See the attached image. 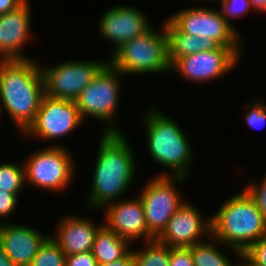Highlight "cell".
Wrapping results in <instances>:
<instances>
[{
  "label": "cell",
  "mask_w": 266,
  "mask_h": 266,
  "mask_svg": "<svg viewBox=\"0 0 266 266\" xmlns=\"http://www.w3.org/2000/svg\"><path fill=\"white\" fill-rule=\"evenodd\" d=\"M102 133L93 170L91 193L85 200L86 206L91 210H100L120 200L132 184L138 164L123 132Z\"/></svg>",
  "instance_id": "6da1fadb"
},
{
  "label": "cell",
  "mask_w": 266,
  "mask_h": 266,
  "mask_svg": "<svg viewBox=\"0 0 266 266\" xmlns=\"http://www.w3.org/2000/svg\"><path fill=\"white\" fill-rule=\"evenodd\" d=\"M40 66L29 57L3 60L0 63V105L22 134L35 121L45 95L44 76Z\"/></svg>",
  "instance_id": "7a4b0ae2"
},
{
  "label": "cell",
  "mask_w": 266,
  "mask_h": 266,
  "mask_svg": "<svg viewBox=\"0 0 266 266\" xmlns=\"http://www.w3.org/2000/svg\"><path fill=\"white\" fill-rule=\"evenodd\" d=\"M264 235L266 219L244 189L211 215V236L238 256Z\"/></svg>",
  "instance_id": "3957f363"
},
{
  "label": "cell",
  "mask_w": 266,
  "mask_h": 266,
  "mask_svg": "<svg viewBox=\"0 0 266 266\" xmlns=\"http://www.w3.org/2000/svg\"><path fill=\"white\" fill-rule=\"evenodd\" d=\"M147 111L143 124L152 160L172 170L171 176L187 178L193 152L185 131L157 109Z\"/></svg>",
  "instance_id": "277c9868"
},
{
  "label": "cell",
  "mask_w": 266,
  "mask_h": 266,
  "mask_svg": "<svg viewBox=\"0 0 266 266\" xmlns=\"http://www.w3.org/2000/svg\"><path fill=\"white\" fill-rule=\"evenodd\" d=\"M160 32L151 27L144 34L123 43L108 62L122 74L162 73L171 71L168 36L164 25Z\"/></svg>",
  "instance_id": "5b68a950"
},
{
  "label": "cell",
  "mask_w": 266,
  "mask_h": 266,
  "mask_svg": "<svg viewBox=\"0 0 266 266\" xmlns=\"http://www.w3.org/2000/svg\"><path fill=\"white\" fill-rule=\"evenodd\" d=\"M120 74L109 62L98 72L75 100L81 118L94 117L107 124L104 132H122L114 123V115L120 99Z\"/></svg>",
  "instance_id": "8992f818"
},
{
  "label": "cell",
  "mask_w": 266,
  "mask_h": 266,
  "mask_svg": "<svg viewBox=\"0 0 266 266\" xmlns=\"http://www.w3.org/2000/svg\"><path fill=\"white\" fill-rule=\"evenodd\" d=\"M23 165L25 182L48 191L66 189L75 171L71 154L61 144L37 150Z\"/></svg>",
  "instance_id": "52a82bcc"
},
{
  "label": "cell",
  "mask_w": 266,
  "mask_h": 266,
  "mask_svg": "<svg viewBox=\"0 0 266 266\" xmlns=\"http://www.w3.org/2000/svg\"><path fill=\"white\" fill-rule=\"evenodd\" d=\"M185 179L187 178L167 173L158 174L147 182L140 193L148 234L153 239L162 233L172 215L185 203L175 186L179 182L184 183Z\"/></svg>",
  "instance_id": "ba28073f"
},
{
  "label": "cell",
  "mask_w": 266,
  "mask_h": 266,
  "mask_svg": "<svg viewBox=\"0 0 266 266\" xmlns=\"http://www.w3.org/2000/svg\"><path fill=\"white\" fill-rule=\"evenodd\" d=\"M168 20L183 33L212 39L221 47H241L238 31L218 8L214 10L203 6L182 9Z\"/></svg>",
  "instance_id": "9c48e42d"
},
{
  "label": "cell",
  "mask_w": 266,
  "mask_h": 266,
  "mask_svg": "<svg viewBox=\"0 0 266 266\" xmlns=\"http://www.w3.org/2000/svg\"><path fill=\"white\" fill-rule=\"evenodd\" d=\"M108 63L95 60L66 61L56 66H41L45 94L56 99L75 101L80 92L91 83Z\"/></svg>",
  "instance_id": "30bf717a"
},
{
  "label": "cell",
  "mask_w": 266,
  "mask_h": 266,
  "mask_svg": "<svg viewBox=\"0 0 266 266\" xmlns=\"http://www.w3.org/2000/svg\"><path fill=\"white\" fill-rule=\"evenodd\" d=\"M241 47H221L177 58L171 70L190 82L202 83L222 77L237 66Z\"/></svg>",
  "instance_id": "8fae6325"
},
{
  "label": "cell",
  "mask_w": 266,
  "mask_h": 266,
  "mask_svg": "<svg viewBox=\"0 0 266 266\" xmlns=\"http://www.w3.org/2000/svg\"><path fill=\"white\" fill-rule=\"evenodd\" d=\"M83 121L75 101L56 99L45 94L35 121L23 134L47 141L58 139L70 134Z\"/></svg>",
  "instance_id": "7c38bea8"
},
{
  "label": "cell",
  "mask_w": 266,
  "mask_h": 266,
  "mask_svg": "<svg viewBox=\"0 0 266 266\" xmlns=\"http://www.w3.org/2000/svg\"><path fill=\"white\" fill-rule=\"evenodd\" d=\"M207 218H202L198 209L191 202L185 201L156 240L171 248L191 247L205 241L202 240L204 235L211 237V217Z\"/></svg>",
  "instance_id": "4fadbf2b"
},
{
  "label": "cell",
  "mask_w": 266,
  "mask_h": 266,
  "mask_svg": "<svg viewBox=\"0 0 266 266\" xmlns=\"http://www.w3.org/2000/svg\"><path fill=\"white\" fill-rule=\"evenodd\" d=\"M143 11L136 7L114 6L102 14L99 32L109 42L114 43L113 52L123 43L144 34L152 26Z\"/></svg>",
  "instance_id": "5bb4252c"
},
{
  "label": "cell",
  "mask_w": 266,
  "mask_h": 266,
  "mask_svg": "<svg viewBox=\"0 0 266 266\" xmlns=\"http://www.w3.org/2000/svg\"><path fill=\"white\" fill-rule=\"evenodd\" d=\"M137 198L118 200L104 208L106 210L104 224L130 243L136 239H142L141 237L145 242L154 240L148 234L143 203L139 196Z\"/></svg>",
  "instance_id": "9a60e30c"
},
{
  "label": "cell",
  "mask_w": 266,
  "mask_h": 266,
  "mask_svg": "<svg viewBox=\"0 0 266 266\" xmlns=\"http://www.w3.org/2000/svg\"><path fill=\"white\" fill-rule=\"evenodd\" d=\"M50 236L28 226L0 223V246L16 266H30Z\"/></svg>",
  "instance_id": "2e32d148"
},
{
  "label": "cell",
  "mask_w": 266,
  "mask_h": 266,
  "mask_svg": "<svg viewBox=\"0 0 266 266\" xmlns=\"http://www.w3.org/2000/svg\"><path fill=\"white\" fill-rule=\"evenodd\" d=\"M29 3L26 0L15 10L0 15V57L3 60L28 59L22 50L31 33Z\"/></svg>",
  "instance_id": "e0dca14e"
},
{
  "label": "cell",
  "mask_w": 266,
  "mask_h": 266,
  "mask_svg": "<svg viewBox=\"0 0 266 266\" xmlns=\"http://www.w3.org/2000/svg\"><path fill=\"white\" fill-rule=\"evenodd\" d=\"M95 225L91 219L80 216H66L57 226V233L51 236L65 255L92 251L97 230L103 225Z\"/></svg>",
  "instance_id": "ac0fdd59"
},
{
  "label": "cell",
  "mask_w": 266,
  "mask_h": 266,
  "mask_svg": "<svg viewBox=\"0 0 266 266\" xmlns=\"http://www.w3.org/2000/svg\"><path fill=\"white\" fill-rule=\"evenodd\" d=\"M164 27L168 36L169 61L171 64L177 58L219 47L212 39L200 38L179 31L168 19L164 23Z\"/></svg>",
  "instance_id": "d6986e66"
},
{
  "label": "cell",
  "mask_w": 266,
  "mask_h": 266,
  "mask_svg": "<svg viewBox=\"0 0 266 266\" xmlns=\"http://www.w3.org/2000/svg\"><path fill=\"white\" fill-rule=\"evenodd\" d=\"M130 242L103 224L96 233L92 254L99 265L123 258L131 249Z\"/></svg>",
  "instance_id": "ffe728a7"
},
{
  "label": "cell",
  "mask_w": 266,
  "mask_h": 266,
  "mask_svg": "<svg viewBox=\"0 0 266 266\" xmlns=\"http://www.w3.org/2000/svg\"><path fill=\"white\" fill-rule=\"evenodd\" d=\"M210 239L212 242L202 241L189 247L192 252L194 266H234L233 262L231 263L226 255L216 247L221 243L212 236Z\"/></svg>",
  "instance_id": "44dd1931"
},
{
  "label": "cell",
  "mask_w": 266,
  "mask_h": 266,
  "mask_svg": "<svg viewBox=\"0 0 266 266\" xmlns=\"http://www.w3.org/2000/svg\"><path fill=\"white\" fill-rule=\"evenodd\" d=\"M144 249L132 251L135 266H169L171 247L156 239L146 242Z\"/></svg>",
  "instance_id": "7402d4cb"
},
{
  "label": "cell",
  "mask_w": 266,
  "mask_h": 266,
  "mask_svg": "<svg viewBox=\"0 0 266 266\" xmlns=\"http://www.w3.org/2000/svg\"><path fill=\"white\" fill-rule=\"evenodd\" d=\"M25 182L24 165L14 163L0 164V190L19 194Z\"/></svg>",
  "instance_id": "603a6c76"
},
{
  "label": "cell",
  "mask_w": 266,
  "mask_h": 266,
  "mask_svg": "<svg viewBox=\"0 0 266 266\" xmlns=\"http://www.w3.org/2000/svg\"><path fill=\"white\" fill-rule=\"evenodd\" d=\"M30 266H66V255L50 236L33 258Z\"/></svg>",
  "instance_id": "cb8c5ba5"
},
{
  "label": "cell",
  "mask_w": 266,
  "mask_h": 266,
  "mask_svg": "<svg viewBox=\"0 0 266 266\" xmlns=\"http://www.w3.org/2000/svg\"><path fill=\"white\" fill-rule=\"evenodd\" d=\"M219 1V0H218ZM222 16L231 24L230 18H237L251 9L250 0H220Z\"/></svg>",
  "instance_id": "d4e9b609"
},
{
  "label": "cell",
  "mask_w": 266,
  "mask_h": 266,
  "mask_svg": "<svg viewBox=\"0 0 266 266\" xmlns=\"http://www.w3.org/2000/svg\"><path fill=\"white\" fill-rule=\"evenodd\" d=\"M244 190L255 201L257 208L266 219V175L259 184L257 182H251Z\"/></svg>",
  "instance_id": "484cf974"
},
{
  "label": "cell",
  "mask_w": 266,
  "mask_h": 266,
  "mask_svg": "<svg viewBox=\"0 0 266 266\" xmlns=\"http://www.w3.org/2000/svg\"><path fill=\"white\" fill-rule=\"evenodd\" d=\"M248 114L245 115L246 123L250 128H261L266 123V106L264 102L259 100L253 104V107L248 109Z\"/></svg>",
  "instance_id": "4316f807"
},
{
  "label": "cell",
  "mask_w": 266,
  "mask_h": 266,
  "mask_svg": "<svg viewBox=\"0 0 266 266\" xmlns=\"http://www.w3.org/2000/svg\"><path fill=\"white\" fill-rule=\"evenodd\" d=\"M244 253L257 265L266 266V235L252 244Z\"/></svg>",
  "instance_id": "83f0119b"
},
{
  "label": "cell",
  "mask_w": 266,
  "mask_h": 266,
  "mask_svg": "<svg viewBox=\"0 0 266 266\" xmlns=\"http://www.w3.org/2000/svg\"><path fill=\"white\" fill-rule=\"evenodd\" d=\"M169 266H194L190 248H171Z\"/></svg>",
  "instance_id": "f1b7e54d"
},
{
  "label": "cell",
  "mask_w": 266,
  "mask_h": 266,
  "mask_svg": "<svg viewBox=\"0 0 266 266\" xmlns=\"http://www.w3.org/2000/svg\"><path fill=\"white\" fill-rule=\"evenodd\" d=\"M18 195L0 190V217L10 216L18 204Z\"/></svg>",
  "instance_id": "f546056e"
},
{
  "label": "cell",
  "mask_w": 266,
  "mask_h": 266,
  "mask_svg": "<svg viewBox=\"0 0 266 266\" xmlns=\"http://www.w3.org/2000/svg\"><path fill=\"white\" fill-rule=\"evenodd\" d=\"M91 251L66 256V266H98Z\"/></svg>",
  "instance_id": "4dcf8cb0"
},
{
  "label": "cell",
  "mask_w": 266,
  "mask_h": 266,
  "mask_svg": "<svg viewBox=\"0 0 266 266\" xmlns=\"http://www.w3.org/2000/svg\"><path fill=\"white\" fill-rule=\"evenodd\" d=\"M26 0H0V15L15 10L21 6Z\"/></svg>",
  "instance_id": "1f68e13d"
},
{
  "label": "cell",
  "mask_w": 266,
  "mask_h": 266,
  "mask_svg": "<svg viewBox=\"0 0 266 266\" xmlns=\"http://www.w3.org/2000/svg\"><path fill=\"white\" fill-rule=\"evenodd\" d=\"M98 266H135V259L132 250H130L123 258L119 260Z\"/></svg>",
  "instance_id": "d6a6232c"
},
{
  "label": "cell",
  "mask_w": 266,
  "mask_h": 266,
  "mask_svg": "<svg viewBox=\"0 0 266 266\" xmlns=\"http://www.w3.org/2000/svg\"><path fill=\"white\" fill-rule=\"evenodd\" d=\"M250 5L252 10L255 9L256 11L266 12V0H250Z\"/></svg>",
  "instance_id": "836d02e7"
},
{
  "label": "cell",
  "mask_w": 266,
  "mask_h": 266,
  "mask_svg": "<svg viewBox=\"0 0 266 266\" xmlns=\"http://www.w3.org/2000/svg\"><path fill=\"white\" fill-rule=\"evenodd\" d=\"M0 266H16L0 246Z\"/></svg>",
  "instance_id": "e575fe53"
},
{
  "label": "cell",
  "mask_w": 266,
  "mask_h": 266,
  "mask_svg": "<svg viewBox=\"0 0 266 266\" xmlns=\"http://www.w3.org/2000/svg\"><path fill=\"white\" fill-rule=\"evenodd\" d=\"M239 257H240L239 259H241L243 263L240 264L238 263V265L236 266H260L257 265L255 262H253L245 253H241Z\"/></svg>",
  "instance_id": "d590c367"
}]
</instances>
